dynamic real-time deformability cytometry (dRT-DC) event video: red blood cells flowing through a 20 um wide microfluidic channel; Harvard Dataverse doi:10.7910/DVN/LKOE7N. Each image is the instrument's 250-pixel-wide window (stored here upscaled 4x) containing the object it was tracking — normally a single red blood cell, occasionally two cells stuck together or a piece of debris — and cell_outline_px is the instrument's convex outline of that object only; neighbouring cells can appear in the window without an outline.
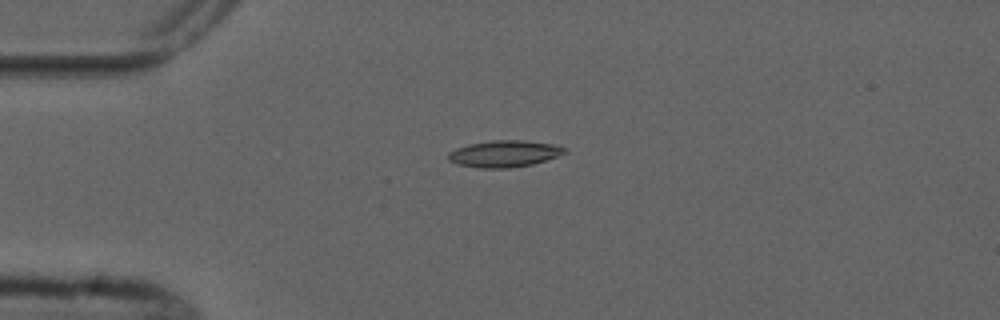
{"species": "common noctule bat (a hibernating species)", "species_latin": "Nyctalus noctula", "temperature_condition": "cold", "stored_images_in_passage": 3, "camera_frame_rate_fps": 3000, "um_per_image_px": 0.085, "animal": {"sex": "male", "forearm_length_mm": 52.5}, "frame": {"image": 1, "passage_image": 2, "time_ms": 1.333, "image_size_px": [1000, 320], "cell_outline_px": [[568, 152], [532, 164], [508, 168], [476, 168], [456, 164], [448, 160], [448, 152], [456, 148], [468, 144], [492, 140], [524, 140], [556, 144], [568, 148]], "centroid_in_image_um": [42.86, 13.06], "position_along_channel_um": 42.1, "area_um2": 18.26}}